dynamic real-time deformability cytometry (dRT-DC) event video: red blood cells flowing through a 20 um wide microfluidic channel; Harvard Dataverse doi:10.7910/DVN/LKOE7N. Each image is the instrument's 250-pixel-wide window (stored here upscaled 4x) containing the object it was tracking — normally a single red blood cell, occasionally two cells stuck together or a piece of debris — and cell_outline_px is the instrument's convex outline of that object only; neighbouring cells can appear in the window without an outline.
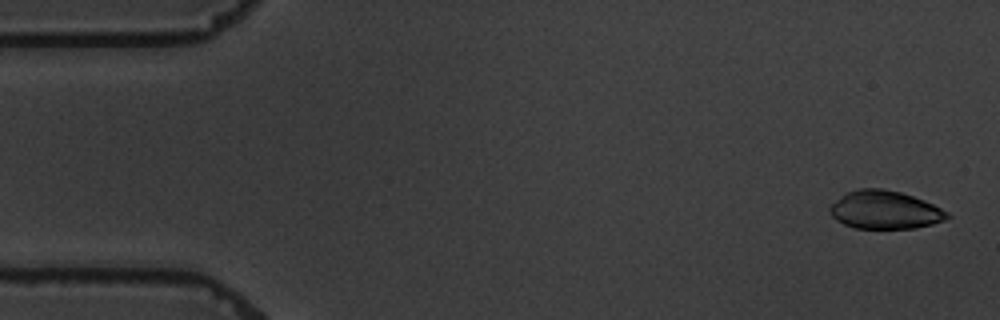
{"species": "common noctule bat (a hibernating species)", "species_latin": "Nyctalus noctula", "temperature_condition": "warm", "stored_images_in_passage": 5, "camera_frame_rate_fps": 3000, "um_per_image_px": 0.085, "animal": {"sex": "male", "body_mass_g": 19.5, "forearm_length_mm": 54.6}, "frame": {"image": 1, "passage_image": 1, "time_ms": 0.0, "image_size_px": [1000, 320], "cell_outline_px": [[952, 216], [944, 220], [932, 224], [916, 228], [856, 228], [844, 224], [836, 220], [832, 216], [828, 208], [836, 200], [848, 192], [860, 188], [884, 188], [900, 192], [924, 200], [948, 212]], "centroid_in_image_um": [75.22, 17.84], "position_along_channel_um": 9.8, "area_um2": 25.95}}
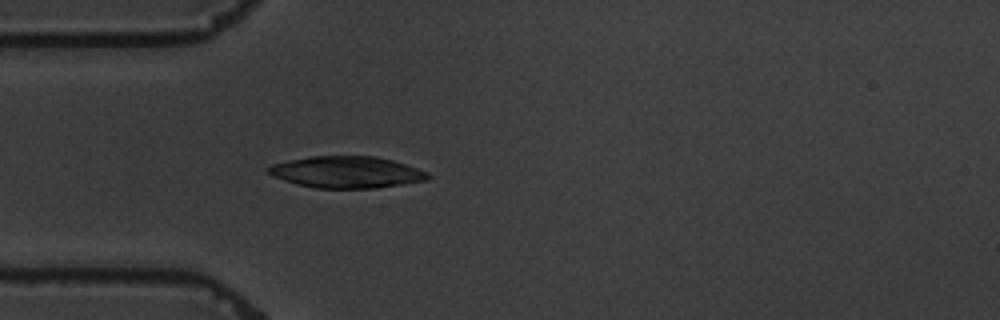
{"frame": {"image": 2, "passage_image": 5, "time_ms": 4.667, "image_size_px": [1000, 320], "cell_outline_px": [[432, 176], [428, 180], [404, 184], [376, 188], [316, 188], [296, 184], [284, 180], [268, 172], [268, 168], [272, 164], [288, 160], [308, 156], [376, 156], [392, 160], [428, 172]], "centroid_in_image_um": [29.49, 14.63], "position_along_channel_um": 55.5, "area_um2": 29.36}}